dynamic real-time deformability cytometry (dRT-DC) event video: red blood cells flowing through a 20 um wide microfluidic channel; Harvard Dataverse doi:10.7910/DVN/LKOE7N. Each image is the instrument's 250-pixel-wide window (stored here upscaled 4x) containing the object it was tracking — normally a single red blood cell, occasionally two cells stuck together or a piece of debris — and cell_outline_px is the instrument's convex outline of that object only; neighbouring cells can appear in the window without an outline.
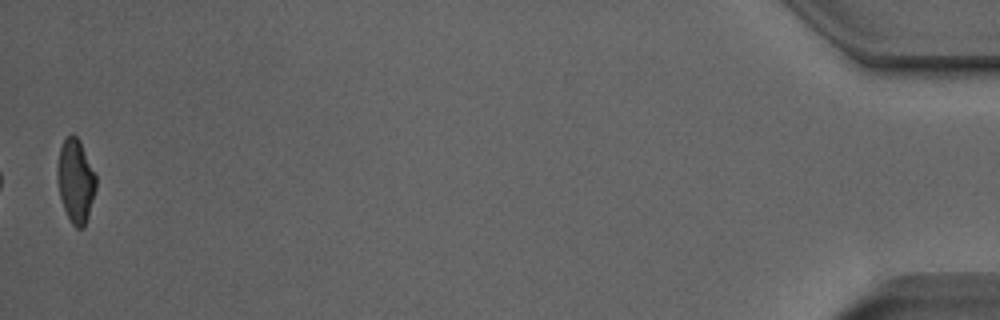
{"species": "Egyptian fruit bat (a non-hibernating species)", "species_latin": "Rousettus aegyptiacus", "temperature_condition": "room temperature", "stored_images_in_passage": 35, "camera_frame_rate_fps": 3000, "um_per_image_px": 0.085, "animal": {"sex": "male"}, "frame": {"image": 1, "passage_image": 35, "time_ms": 11.333, "image_size_px": [1000, 320], "cell_outline_px": [[96, 188], [88, 216], [84, 228], [76, 228], [72, 224], [64, 208], [60, 196], [56, 176], [56, 164], [60, 148], [64, 136], [72, 132], [80, 140], [96, 176]], "centroid_in_image_um": [6.41, 15.32], "position_along_channel_um": 428.8, "area_um2": 19.02}}